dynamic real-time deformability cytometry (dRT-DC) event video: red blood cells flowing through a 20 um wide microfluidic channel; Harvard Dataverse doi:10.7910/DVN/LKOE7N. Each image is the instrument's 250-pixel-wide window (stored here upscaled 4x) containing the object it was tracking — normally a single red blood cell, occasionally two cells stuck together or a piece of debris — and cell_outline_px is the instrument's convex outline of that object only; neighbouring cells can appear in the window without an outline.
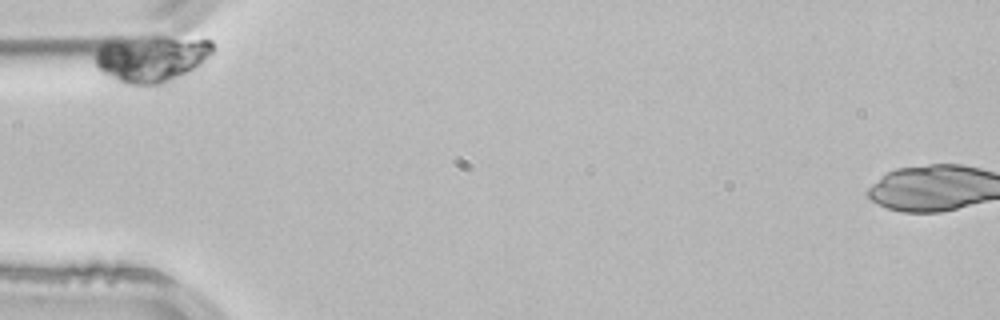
{"species": "common noctule bat (a hibernating species)", "species_latin": "Nyctalus noctula", "temperature_condition": "room temperature", "stored_images_in_passage": 3, "camera_frame_rate_fps": 3000, "um_per_image_px": 0.085, "animal": {"sex": "male", "body_mass_g": 21.5, "forearm_length_mm": 52.0}, "frame": {"image": 1, "passage_image": 1, "time_ms": 0.0, "image_size_px": [1000, 320], "cell_outline_px": [[216, 48], [204, 64], [164, 84], [136, 88], [124, 88], [108, 84], [96, 68], [96, 48], [104, 40], [212, 40]], "centroid_in_image_um": [12.72, 5.15], "position_along_channel_um": 72.3, "area_um2": 32.77}}